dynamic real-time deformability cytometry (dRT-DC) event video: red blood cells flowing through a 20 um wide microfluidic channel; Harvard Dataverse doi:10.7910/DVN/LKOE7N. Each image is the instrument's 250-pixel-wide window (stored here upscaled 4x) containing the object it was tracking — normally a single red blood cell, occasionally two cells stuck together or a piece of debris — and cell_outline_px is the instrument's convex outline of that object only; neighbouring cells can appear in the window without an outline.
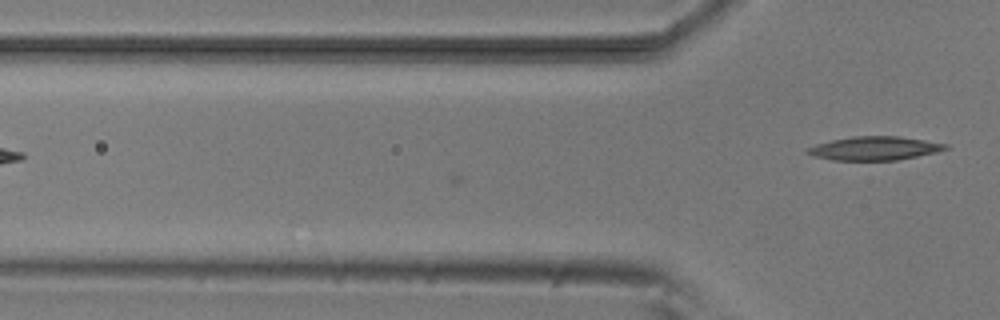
{"species": "common noctule bat (a hibernating species)", "species_latin": "Nyctalus noctula", "temperature_condition": "room temperature", "stored_images_in_passage": 11, "camera_frame_rate_fps": 3000, "um_per_image_px": 0.085, "animal": {"sex": "male", "body_mass_g": 20.5, "forearm_length_mm": 52.5}, "frame": {"image": 1, "passage_image": 11, "time_ms": 3.333, "image_size_px": [1000, 320], "cell_outline_px": [[948, 148], [936, 152], [896, 160], [832, 160], [812, 156], [804, 152], [808, 148], [816, 144], [832, 140], [852, 136], [900, 136], [948, 144]], "centroid_in_image_um": [74.3, 12.6], "position_along_channel_um": 51.5, "area_um2": 18.96}}